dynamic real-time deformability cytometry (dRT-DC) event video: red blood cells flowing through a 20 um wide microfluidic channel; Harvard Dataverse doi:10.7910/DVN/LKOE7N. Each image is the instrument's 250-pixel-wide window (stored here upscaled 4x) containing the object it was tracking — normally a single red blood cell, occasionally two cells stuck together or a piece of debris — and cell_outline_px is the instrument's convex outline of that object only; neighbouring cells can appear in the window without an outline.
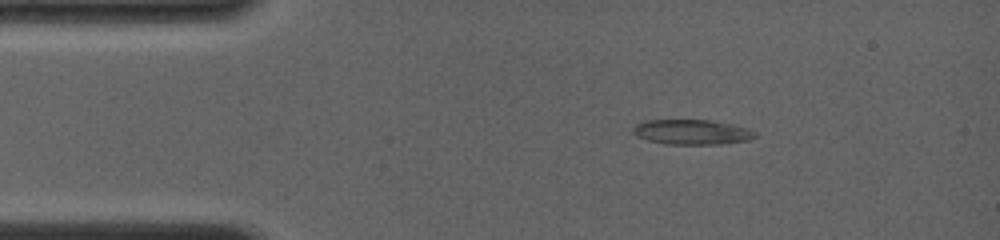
{"species": "common noctule bat (a hibernating species)", "species_latin": "Nyctalus noctula", "temperature_condition": "room temperature", "stored_images_in_passage": 12, "camera_frame_rate_fps": 4000, "um_per_image_px": 0.085, "animal": {"sex": "female", "body_mass_g": 19.0, "forearm_length_mm": 56.7}, "frame": {"image": 1, "passage_image": 12, "time_ms": 1.75, "image_size_px": [1000, 240], "cell_outline_px": [[756, 136], [748, 140], [720, 144], [664, 144], [648, 140], [636, 136], [632, 132], [632, 128], [636, 124], [644, 120], [708, 120], [732, 124], [748, 128], [756, 132]], "centroid_in_image_um": [58.78, 11.22], "position_along_channel_um": 26.2, "area_um2": 17.8}}